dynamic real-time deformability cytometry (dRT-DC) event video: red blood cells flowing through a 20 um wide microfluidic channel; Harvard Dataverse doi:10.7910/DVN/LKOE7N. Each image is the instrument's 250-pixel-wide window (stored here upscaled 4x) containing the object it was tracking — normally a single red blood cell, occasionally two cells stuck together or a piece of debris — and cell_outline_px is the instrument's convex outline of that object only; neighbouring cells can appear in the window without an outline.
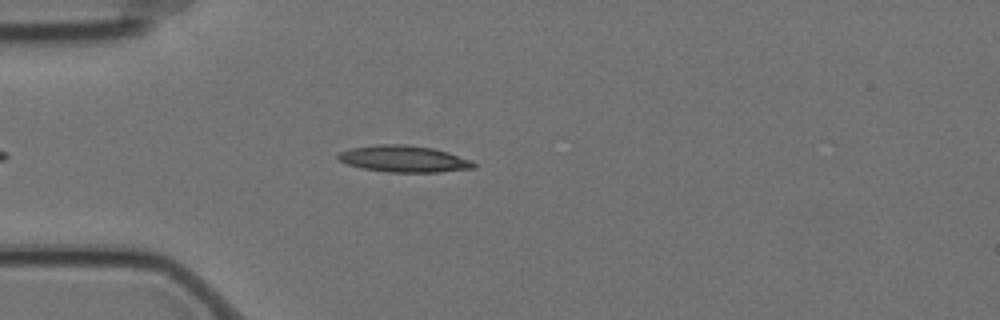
{"species": "Egyptian fruit bat (a non-hibernating species)", "species_latin": "Rousettus aegyptiacus", "temperature_condition": "cold", "stored_images_in_passage": 4, "camera_frame_rate_fps": 3000, "um_per_image_px": 0.085, "animal": {"sex": "female"}, "frame": {"image": 1, "passage_image": 4, "time_ms": 1.0, "image_size_px": [1000, 320], "cell_outline_px": [[476, 168], [440, 172], [388, 172], [360, 168], [336, 160], [336, 156], [340, 152], [348, 148], [376, 144], [404, 144], [432, 148], [448, 152], [472, 160], [476, 164]], "centroid_in_image_um": [34.3, 13.5], "position_along_channel_um": 50.7, "area_um2": 21.27}}